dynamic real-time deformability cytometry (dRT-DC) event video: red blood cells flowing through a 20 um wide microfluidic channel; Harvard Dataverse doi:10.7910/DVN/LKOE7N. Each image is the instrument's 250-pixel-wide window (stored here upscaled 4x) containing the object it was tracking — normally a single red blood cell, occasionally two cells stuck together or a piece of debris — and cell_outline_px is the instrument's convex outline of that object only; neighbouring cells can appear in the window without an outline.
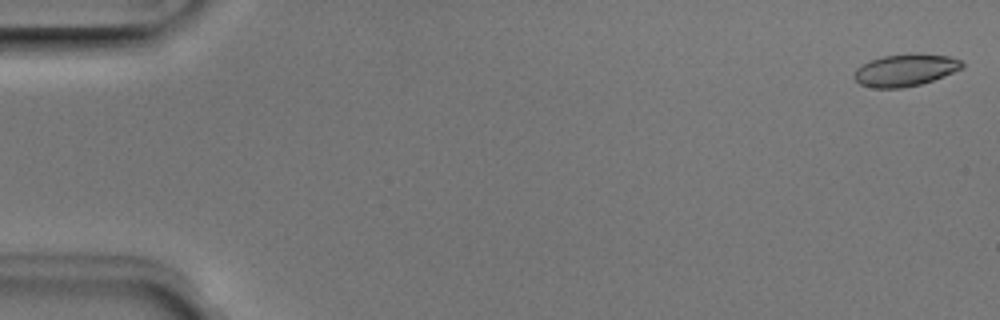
{"species": "Egyptian fruit bat (a non-hibernating species)", "species_latin": "Rousettus aegyptiacus", "temperature_condition": "room temperature", "stored_images_in_passage": 5, "camera_frame_rate_fps": 3000, "um_per_image_px": 0.085, "animal": {"sex": "male"}, "frame": {"image": 1, "passage_image": 1, "time_ms": 0.0, "image_size_px": [1000, 320], "cell_outline_px": [[964, 68], [944, 76], [920, 84], [900, 88], [876, 88], [860, 84], [852, 76], [856, 68], [872, 60], [884, 56], [912, 52], [920, 52], [948, 56], [960, 60], [964, 64]], "centroid_in_image_um": [76.98, 5.94], "position_along_channel_um": 8.0, "area_um2": 20.35}}
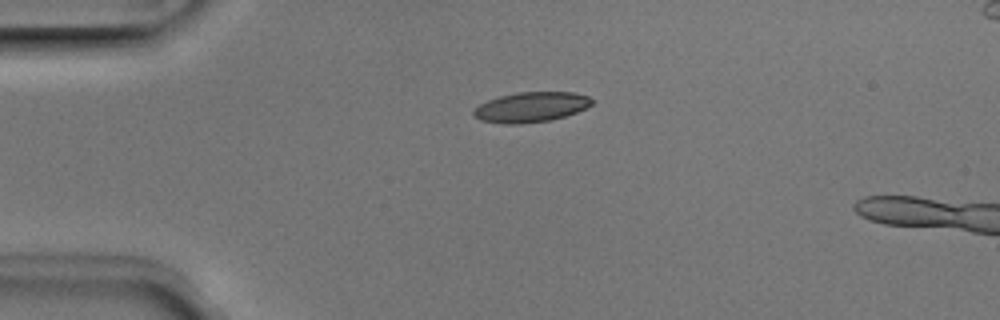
{"frame": {"image": 2, "passage_image": 4, "time_ms": 1.0, "image_size_px": [1000, 320], "cell_outline_px": [[596, 100], [592, 104], [576, 112], [552, 120], [520, 124], [504, 124], [480, 120], [472, 112], [472, 108], [488, 100], [500, 96], [516, 92], [572, 92], [588, 96]], "centroid_in_image_um": [45.13, 9.1], "position_along_channel_um": 39.9, "area_um2": 20.81}}